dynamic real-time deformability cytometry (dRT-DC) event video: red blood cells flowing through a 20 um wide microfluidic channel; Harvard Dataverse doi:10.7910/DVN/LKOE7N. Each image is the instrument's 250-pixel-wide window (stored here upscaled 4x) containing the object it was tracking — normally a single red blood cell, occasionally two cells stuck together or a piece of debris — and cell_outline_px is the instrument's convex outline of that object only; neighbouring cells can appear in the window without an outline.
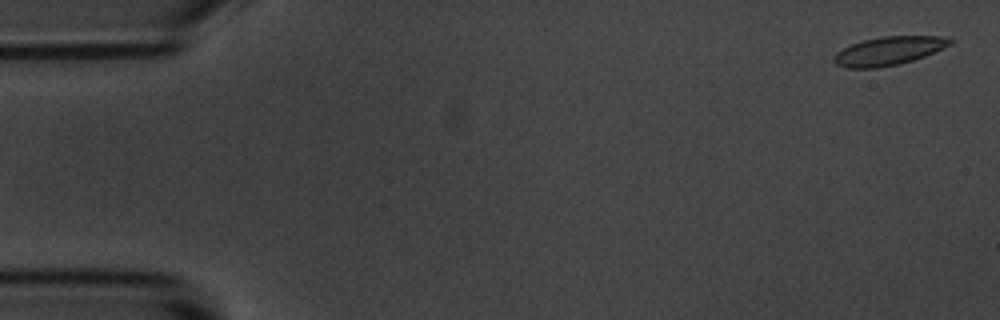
{"species": "common noctule bat (a hibernating species)", "species_latin": "Nyctalus noctula", "temperature_condition": "room temperature", "stored_images_in_passage": 53, "camera_frame_rate_fps": 3000, "um_per_image_px": 0.085, "animal": {"sex": "male", "body_mass_g": 20.1, "forearm_length_mm": 53.5}, "frame": {"image": 1, "passage_image": 2, "time_ms": 0.333, "image_size_px": [1000, 320], "cell_outline_px": [[956, 40], [952, 44], [924, 56], [900, 64], [876, 68], [848, 68], [836, 64], [832, 60], [832, 56], [836, 52], [852, 44], [864, 40], [884, 36], [940, 36]], "centroid_in_image_um": [75.53, 4.33], "position_along_channel_um": 9.5, "area_um2": 19.25}}
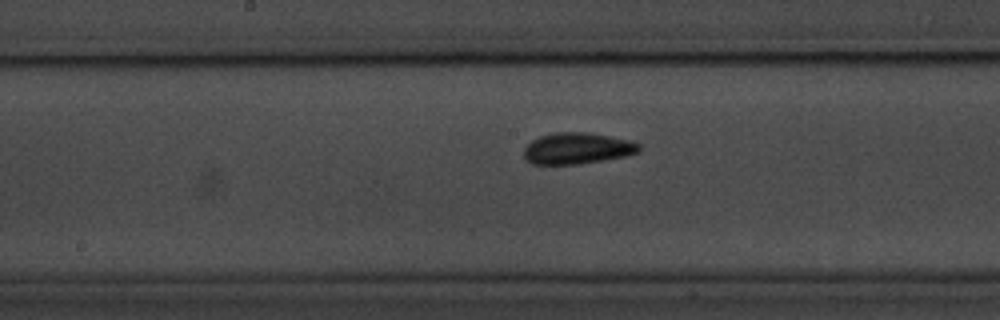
{"frame": {"image": 2, "passage_image": 28, "time_ms": 9.0, "image_size_px": [1000, 320], "cell_outline_px": [[640, 152], [628, 156], [580, 164], [532, 164], [524, 160], [524, 148], [532, 140], [540, 136], [552, 132], [588, 132], [628, 140], [640, 144]], "centroid_in_image_um": [49.06, 12.62], "position_along_channel_um": 199.1, "area_um2": 21.21}}
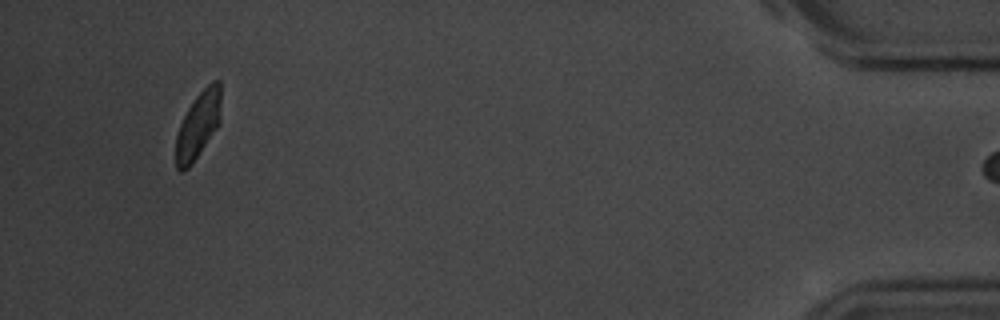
{"frame": {"image": 3, "passage_image": 52, "time_ms": 17.0, "image_size_px": [1000, 320], "cell_outline_px": [[220, 124], [192, 164], [188, 168], [180, 172], [176, 168], [176, 136], [180, 124], [188, 108], [196, 96], [212, 80], [220, 80]], "centroid_in_image_um": [16.85, 10.65], "position_along_channel_um": 418.4, "area_um2": 17.51}}